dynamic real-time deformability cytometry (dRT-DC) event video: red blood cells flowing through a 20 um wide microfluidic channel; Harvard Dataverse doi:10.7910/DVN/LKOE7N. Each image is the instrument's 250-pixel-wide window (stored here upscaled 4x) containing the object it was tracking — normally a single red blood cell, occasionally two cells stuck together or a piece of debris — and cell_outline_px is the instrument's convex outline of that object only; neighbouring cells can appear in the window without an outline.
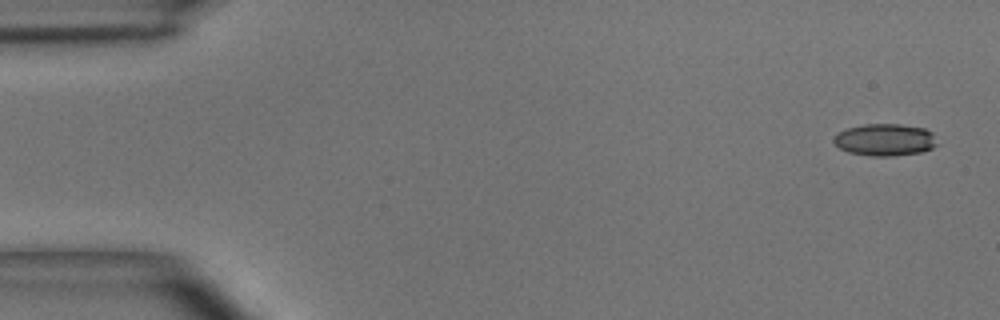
{"species": "common noctule bat (a hibernating species)", "species_latin": "Nyctalus noctula", "temperature_condition": "room temperature", "stored_images_in_passage": 16, "camera_frame_rate_fps": 3000, "um_per_image_px": 0.085, "animal": {"sex": "male", "body_mass_g": 15.6}, "frame": {"image": 1, "passage_image": 1, "time_ms": 0.0, "image_size_px": [1000, 320], "cell_outline_px": [[940, 144], [932, 148], [920, 152], [892, 156], [872, 156], [848, 152], [840, 148], [832, 140], [836, 132], [848, 128], [864, 124], [900, 124], [924, 128], [932, 132]], "centroid_in_image_um": [75.23, 11.88], "position_along_channel_um": 9.8, "area_um2": 19.48}}
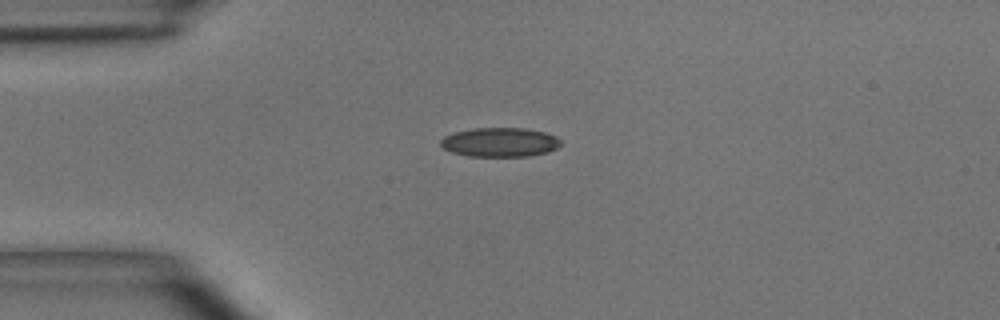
{"frame": {"image": 2, "passage_image": 11, "time_ms": 3.333, "image_size_px": [1000, 320], "cell_outline_px": [[560, 144], [556, 148], [548, 152], [528, 156], [468, 156], [452, 152], [444, 148], [440, 144], [440, 140], [444, 136], [452, 132], [476, 128], [524, 128], [544, 132], [556, 136], [560, 140]], "centroid_in_image_um": [42.47, 12.08], "position_along_channel_um": 42.5, "area_um2": 20.4}}
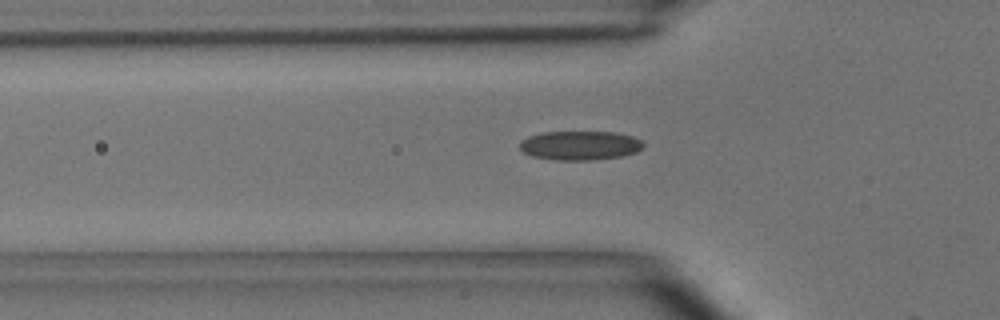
{"frame": {"image": 3, "passage_image": 15, "time_ms": 4.667, "image_size_px": [1000, 320], "cell_outline_px": [[644, 148], [636, 152], [624, 156], [592, 160], [556, 160], [532, 156], [524, 152], [520, 148], [520, 140], [528, 136], [544, 132], [616, 132], [632, 136], [640, 140], [644, 144]], "centroid_in_image_um": [49.32, 12.36], "position_along_channel_um": 76.5, "area_um2": 21.1}}